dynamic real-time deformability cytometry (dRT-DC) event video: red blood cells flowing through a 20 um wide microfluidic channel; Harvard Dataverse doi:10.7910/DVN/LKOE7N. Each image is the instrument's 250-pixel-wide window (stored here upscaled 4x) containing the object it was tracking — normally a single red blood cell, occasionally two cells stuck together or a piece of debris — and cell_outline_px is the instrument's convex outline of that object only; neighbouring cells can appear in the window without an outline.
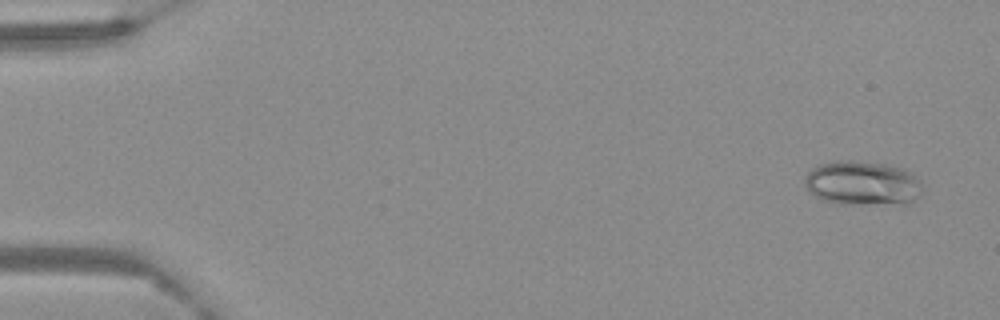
{"species": "Egyptian fruit bat (a non-hibernating species)", "species_latin": "Rousettus aegyptiacus", "temperature_condition": "warm", "stored_images_in_passage": 60, "camera_frame_rate_fps": 3000, "um_per_image_px": 0.085, "frame": {"image": 1, "passage_image": 2, "time_ms": 0.333, "image_size_px": [1000, 320], "cell_outline_px": [[924, 188], [920, 196], [912, 204], [840, 204], [820, 200], [804, 184], [804, 176], [812, 168], [820, 164], [832, 160], [852, 160], [888, 164], [904, 168], [912, 172], [920, 180]], "centroid_in_image_um": [73.37, 15.57], "position_along_channel_um": 11.6, "area_um2": 31.27}}
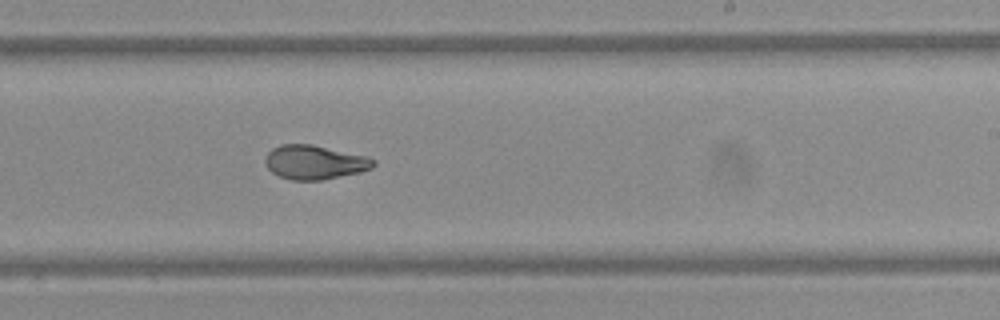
{"frame": {"image": 2, "passage_image": 37, "time_ms": 12.0, "image_size_px": [1000, 320], "cell_outline_px": [[376, 164], [372, 168], [360, 172], [320, 180], [292, 180], [280, 176], [272, 172], [264, 164], [264, 160], [268, 152], [272, 148], [280, 144], [312, 144], [368, 156], [376, 160]], "centroid_in_image_um": [26.75, 13.78], "position_along_channel_um": 262.3, "area_um2": 21.62}}
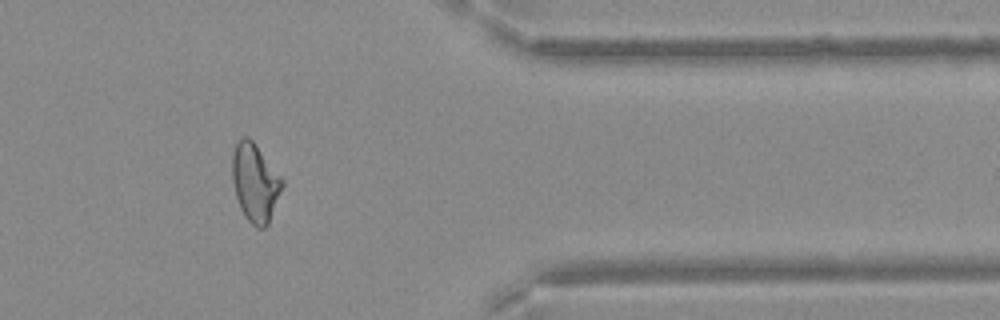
{"frame": {"image": 3, "passage_image": 50, "time_ms": 16.333, "image_size_px": [1000, 320], "cell_outline_px": [[284, 184], [268, 224], [264, 228], [256, 228], [244, 216], [240, 208], [236, 196], [232, 180], [232, 152], [240, 136], [248, 136], [256, 144], [284, 180]], "centroid_in_image_um": [21.67, 15.5], "position_along_channel_um": 389.7, "area_um2": 22.89}}